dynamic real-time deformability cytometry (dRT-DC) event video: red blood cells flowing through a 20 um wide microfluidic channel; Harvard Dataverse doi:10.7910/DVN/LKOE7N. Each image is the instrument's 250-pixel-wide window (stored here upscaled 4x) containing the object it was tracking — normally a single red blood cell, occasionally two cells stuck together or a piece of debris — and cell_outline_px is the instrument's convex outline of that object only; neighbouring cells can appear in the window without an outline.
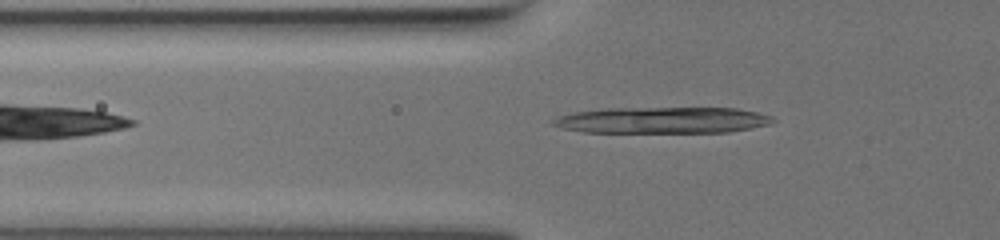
{"species": "common noctule bat (a hibernating species)", "species_latin": "Nyctalus noctula", "temperature_condition": "warm", "stored_images_in_passage": 43, "camera_frame_rate_fps": 3000, "um_per_image_px": 0.085, "animal": {"sex": "female", "body_mass_g": 19.5, "forearm_length_mm": 54.1}, "frame": {"image": 1, "passage_image": 7, "time_ms": 2.0, "image_size_px": [1000, 240], "cell_outline_px": [[772, 120], [768, 124], [728, 132], [584, 132], [560, 128], [552, 124], [552, 120], [560, 116], [576, 112], [604, 108], [736, 108], [756, 112], [772, 116]], "centroid_in_image_um": [56.25, 10.21], "position_along_channel_um": 69.5, "area_um2": 33.35}}
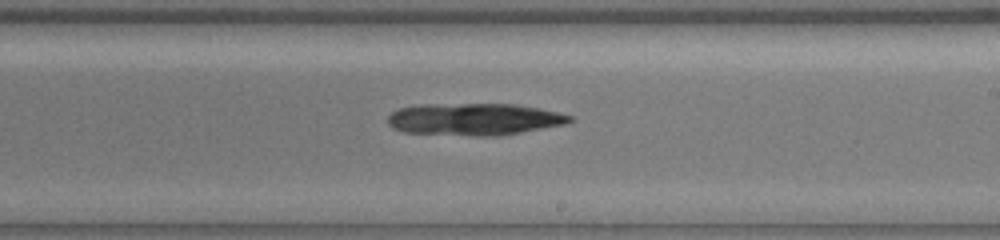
{"frame": {"image": 2, "passage_image": 22, "time_ms": 7.0, "image_size_px": [1000, 240], "cell_outline_px": [[572, 120], [564, 124], [500, 136], [476, 136], [404, 132], [392, 128], [388, 124], [388, 116], [392, 112], [400, 108], [420, 104], [516, 104], [540, 108], [560, 112], [572, 116]], "centroid_in_image_um": [40.3, 10.13], "position_along_channel_um": 248.7, "area_um2": 34.1}}
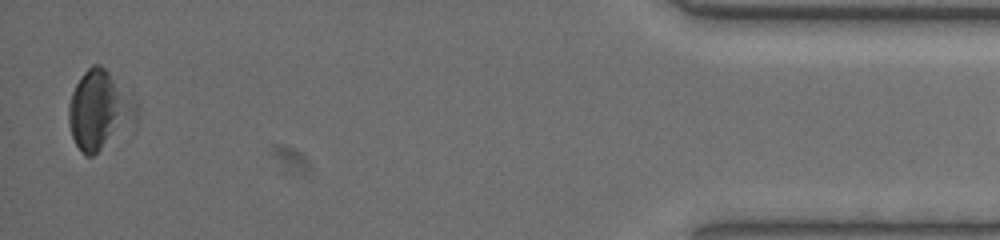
{"frame": {"image": 3, "passage_image": 42, "time_ms": 13.667, "image_size_px": [1000, 240], "cell_outline_px": [[140, 116], [136, 128], [132, 132], [92, 156], [84, 156], [76, 144], [72, 136], [68, 124], [68, 104], [72, 92], [76, 84], [84, 72], [92, 64], [100, 64], [132, 84], [140, 108]], "centroid_in_image_um": [8.64, 9.34], "position_along_channel_um": 426.6, "area_um2": 34.22}}